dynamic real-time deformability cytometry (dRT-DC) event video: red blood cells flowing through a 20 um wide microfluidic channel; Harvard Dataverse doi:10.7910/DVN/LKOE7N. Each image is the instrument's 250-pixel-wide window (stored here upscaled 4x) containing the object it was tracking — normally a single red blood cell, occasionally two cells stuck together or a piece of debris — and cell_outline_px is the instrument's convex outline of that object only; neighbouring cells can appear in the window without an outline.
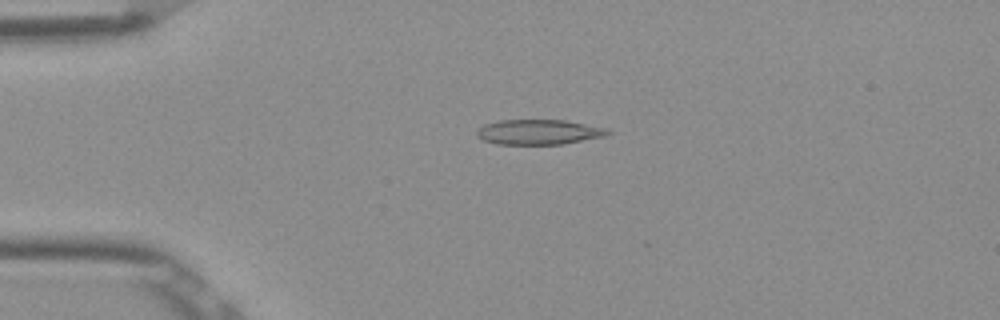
{"species": "Egyptian fruit bat (a non-hibernating species)", "species_latin": "Rousettus aegyptiacus", "temperature_condition": "room temperature", "stored_images_in_passage": 52, "camera_frame_rate_fps": 3000, "um_per_image_px": 0.085, "frame": {"image": 1, "passage_image": 12, "time_ms": 3.667, "image_size_px": [1000, 320], "cell_outline_px": [[612, 132], [604, 136], [560, 144], [496, 144], [484, 140], [476, 136], [476, 132], [484, 124], [500, 120], [564, 120], [608, 128]], "centroid_in_image_um": [45.78, 11.22], "position_along_channel_um": 39.2, "area_um2": 18.96}}
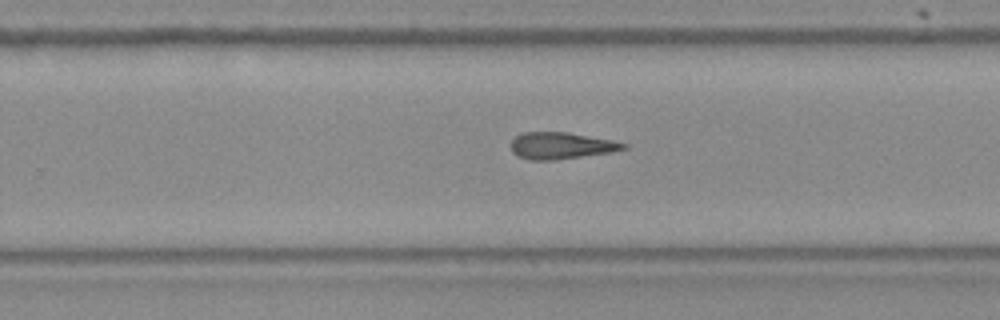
{"frame": {"image": 2, "passage_image": 33, "time_ms": 10.667, "image_size_px": [1000, 320], "cell_outline_px": [[628, 148], [612, 152], [552, 160], [528, 160], [516, 156], [512, 152], [512, 140], [516, 136], [524, 132], [568, 132], [612, 140], [628, 144]], "centroid_in_image_um": [47.69, 12.38], "position_along_channel_um": 282.1, "area_um2": 17.51}}
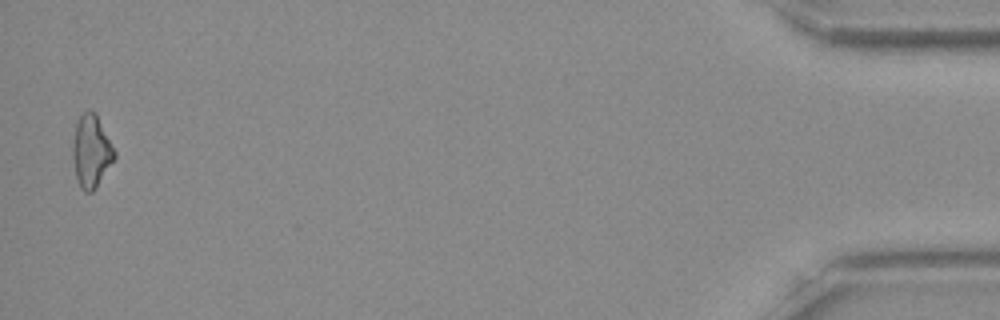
{"frame": {"image": 3, "passage_image": 51, "time_ms": 16.667, "image_size_px": [1000, 320], "cell_outline_px": [[116, 156], [96, 188], [92, 192], [84, 192], [80, 188], [76, 176], [72, 156], [72, 148], [76, 124], [80, 116], [88, 108], [92, 108], [96, 112], [116, 152]], "centroid_in_image_um": [7.76, 12.83], "position_along_channel_um": 427.4, "area_um2": 17.74}}